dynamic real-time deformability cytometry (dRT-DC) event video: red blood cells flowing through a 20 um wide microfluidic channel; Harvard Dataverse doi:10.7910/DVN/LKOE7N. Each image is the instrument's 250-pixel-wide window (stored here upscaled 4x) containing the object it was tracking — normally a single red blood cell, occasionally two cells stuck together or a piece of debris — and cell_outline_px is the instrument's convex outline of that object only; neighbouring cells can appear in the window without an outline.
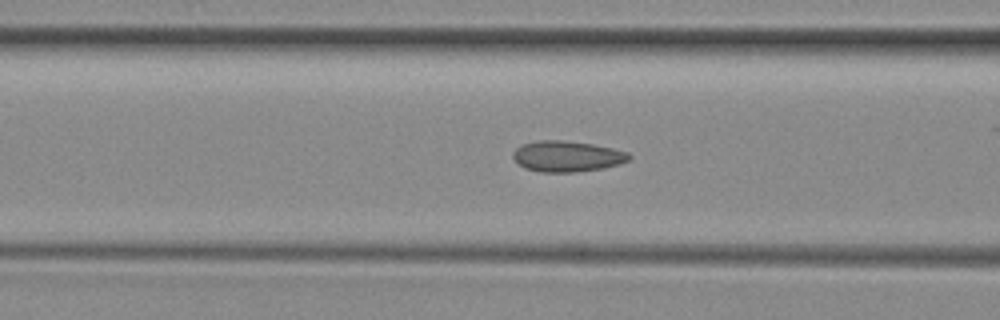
{"species": "common noctule bat (a hibernating species)", "species_latin": "Nyctalus noctula", "temperature_condition": "room temperature", "stored_images_in_passage": 53, "camera_frame_rate_fps": 3000, "um_per_image_px": 0.085, "animal": {"sex": "female", "body_mass_g": 29.2, "forearm_length_mm": 56.3}, "frame": {"image": 1, "passage_image": 20, "time_ms": 6.333, "image_size_px": [1000, 320], "cell_outline_px": [[632, 156], [628, 160], [620, 164], [604, 168], [572, 172], [540, 172], [524, 168], [512, 156], [512, 152], [520, 144], [536, 140], [564, 140], [592, 144], [612, 148], [628, 152]], "centroid_in_image_um": [48.18, 13.28], "position_along_channel_um": 118.4, "area_um2": 20.98}}
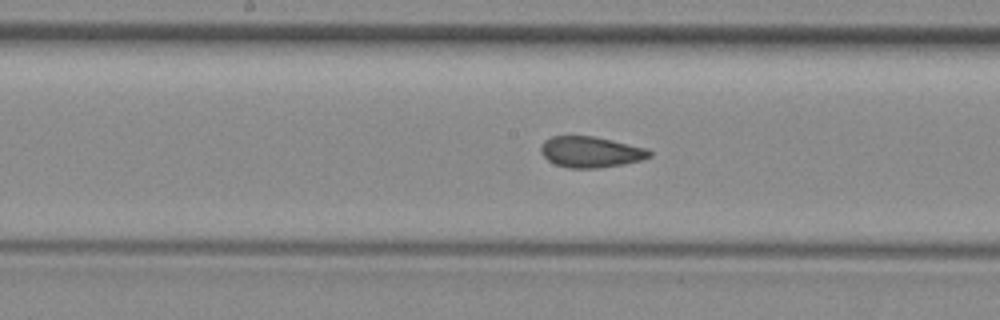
{"frame": {"image": 2, "passage_image": 26, "time_ms": 8.333, "image_size_px": [1000, 320], "cell_outline_px": [[652, 156], [640, 160], [624, 164], [596, 168], [568, 168], [556, 164], [548, 160], [540, 152], [540, 148], [544, 140], [552, 136], [592, 136], [612, 140], [648, 148], [652, 152]], "centroid_in_image_um": [50.22, 12.91], "position_along_channel_um": 198.0, "area_um2": 19.59}}
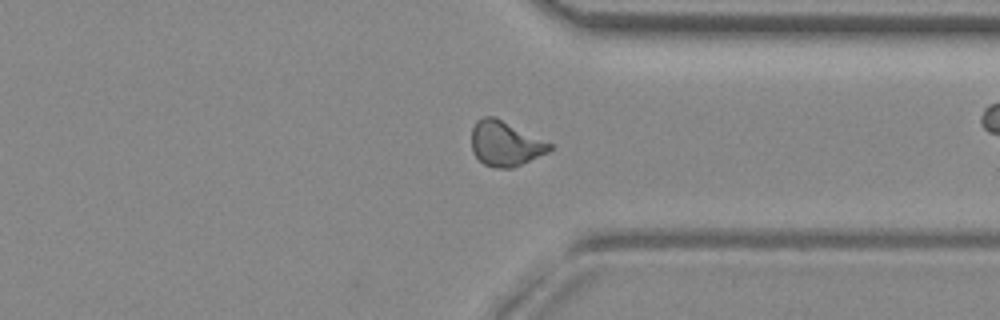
{"frame": {"image": 3, "passage_image": 39, "time_ms": 12.667, "image_size_px": [1000, 320], "cell_outline_px": [[552, 148], [548, 152], [512, 168], [496, 168], [484, 164], [472, 152], [472, 128], [476, 120], [484, 116], [492, 116], [552, 144]], "centroid_in_image_um": [42.91, 12.22], "position_along_channel_um": 368.5, "area_um2": 20.0}, "authors_computed_cell_mechanics": {"area_um2": 19.9988, "velocity_mm_per_s": 3.9811, "shape_relaxation_time_tau1_ms": 9.0349, "shape_relaxation_time_tau2_ms": 1.1649, "deformation_change_tau1": 0.1647, "deformation_change_tau2": 0.058}}